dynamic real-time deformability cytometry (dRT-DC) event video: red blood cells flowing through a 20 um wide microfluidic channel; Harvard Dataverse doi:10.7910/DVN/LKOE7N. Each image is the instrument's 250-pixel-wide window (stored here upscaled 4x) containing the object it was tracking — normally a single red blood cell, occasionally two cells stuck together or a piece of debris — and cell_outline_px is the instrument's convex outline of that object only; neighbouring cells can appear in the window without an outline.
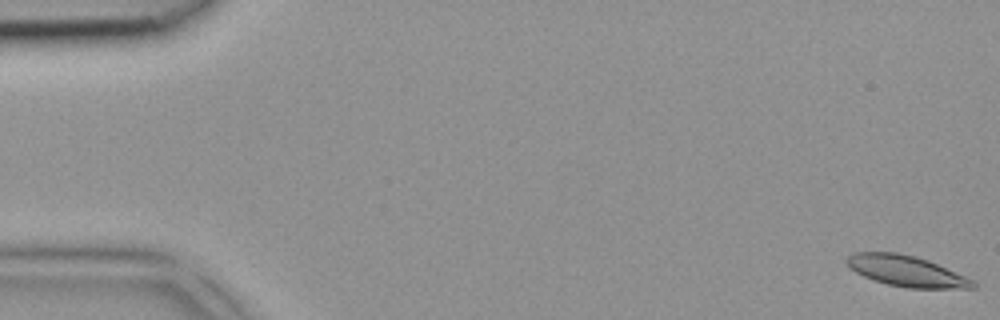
{"species": "common noctule bat (a hibernating species)", "species_latin": "Nyctalus noctula", "temperature_condition": "room temperature", "stored_images_in_passage": 4, "segment_of_instrument_passage": [2, 2], "camera_frame_rate_fps": 3000, "um_per_image_px": 0.085, "animal": {"sex": "female", "body_mass_g": 18.4}, "frame": {"image": 1, "passage_image": 4, "time_ms": 1.0, "image_size_px": [1000, 320], "cell_outline_px": [[976, 288], [908, 288], [888, 284], [864, 276], [848, 268], [844, 260], [852, 252], [896, 252], [916, 256], [928, 260], [976, 280]], "centroid_in_image_um": [77.05, 23.03], "position_along_channel_um": 8.0, "area_um2": 22.83}}